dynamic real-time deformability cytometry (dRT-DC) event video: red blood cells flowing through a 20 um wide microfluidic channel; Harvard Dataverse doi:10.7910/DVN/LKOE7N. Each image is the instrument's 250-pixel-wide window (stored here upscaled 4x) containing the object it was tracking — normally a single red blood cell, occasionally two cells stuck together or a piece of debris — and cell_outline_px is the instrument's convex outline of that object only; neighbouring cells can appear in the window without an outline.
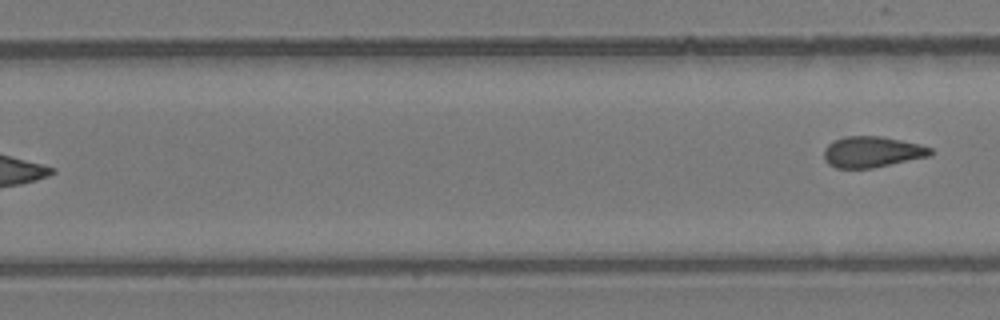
{"species": "common noctule bat (a hibernating species)", "species_latin": "Nyctalus noctula", "temperature_condition": "room temperature", "stored_images_in_passage": 33, "segment_of_instrument_passage": [2, 2], "camera_frame_rate_fps": 3000, "um_per_image_px": 0.085, "animal": {"sex": "female", "body_mass_g": 24.6, "forearm_length_mm": 56.2}, "frame": {"image": 1, "passage_image": 33, "time_ms": 10.667, "image_size_px": [1000, 320], "cell_outline_px": [[936, 152], [932, 156], [872, 168], [836, 168], [828, 164], [824, 160], [824, 148], [832, 140], [844, 136], [880, 136], [920, 144], [932, 148]], "centroid_in_image_um": [74.14, 12.91], "position_along_channel_um": 255.7, "area_um2": 19.54}}